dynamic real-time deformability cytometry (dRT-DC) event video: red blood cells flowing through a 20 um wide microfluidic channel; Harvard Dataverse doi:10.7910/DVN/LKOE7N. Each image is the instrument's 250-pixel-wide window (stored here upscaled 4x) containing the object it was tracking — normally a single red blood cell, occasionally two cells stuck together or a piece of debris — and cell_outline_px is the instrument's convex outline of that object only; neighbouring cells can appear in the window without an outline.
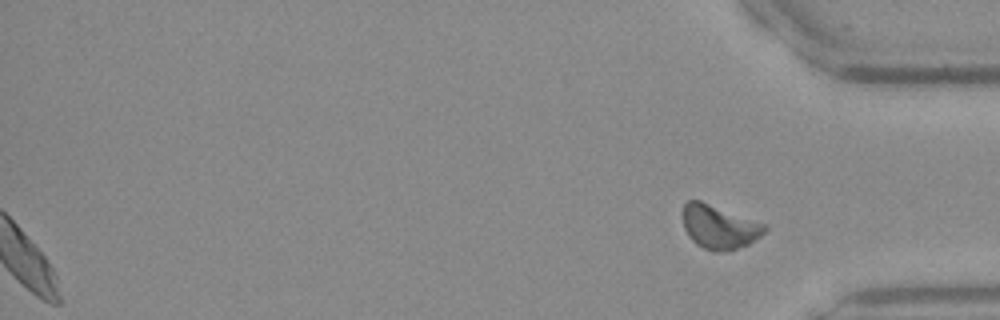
{"species": "Egyptian fruit bat (a non-hibernating species)", "species_latin": "Rousettus aegyptiacus", "temperature_condition": "warm", "stored_images_in_passage": 32, "segment_of_instrument_passage": [2, 2], "camera_frame_rate_fps": 3000, "um_per_image_px": 0.085, "frame": {"image": 1, "passage_image": 32, "time_ms": 10.333, "image_size_px": [1000, 320], "cell_outline_px": [[768, 228], [760, 236], [748, 244], [736, 248], [716, 252], [712, 252], [696, 244], [688, 236], [684, 228], [684, 204], [688, 200], [700, 200], [764, 224]], "centroid_in_image_um": [61.11, 19.29], "position_along_channel_um": 374.1, "area_um2": 20.46}}